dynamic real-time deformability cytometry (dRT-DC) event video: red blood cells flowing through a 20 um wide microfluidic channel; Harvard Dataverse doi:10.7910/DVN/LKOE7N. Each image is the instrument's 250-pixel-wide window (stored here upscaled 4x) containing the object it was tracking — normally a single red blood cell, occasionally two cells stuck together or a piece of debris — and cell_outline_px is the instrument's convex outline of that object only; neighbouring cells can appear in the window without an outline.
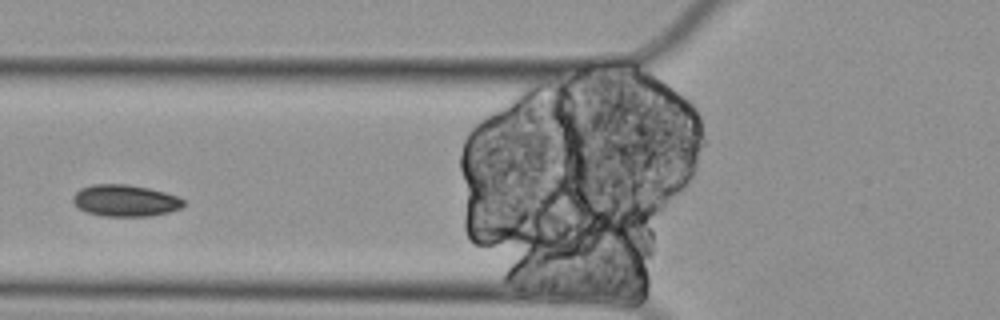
{"species": "Egyptian fruit bat (a non-hibernating species)", "species_latin": "Rousettus aegyptiacus", "temperature_condition": "cold", "stored_images_in_passage": 3, "camera_frame_rate_fps": 3000, "um_per_image_px": 0.085, "animal": {"sex": "female"}, "frame": {"image": 1, "passage_image": 3, "time_ms": 0.667, "image_size_px": [1000, 320], "cell_outline_px": [[184, 204], [180, 208], [168, 212], [148, 216], [100, 216], [88, 212], [80, 208], [72, 200], [72, 196], [80, 188], [92, 184], [128, 184], [148, 188], [164, 192], [176, 196], [184, 200]], "centroid_in_image_um": [10.62, 17.04], "position_along_channel_um": 115.2, "area_um2": 20.29}}